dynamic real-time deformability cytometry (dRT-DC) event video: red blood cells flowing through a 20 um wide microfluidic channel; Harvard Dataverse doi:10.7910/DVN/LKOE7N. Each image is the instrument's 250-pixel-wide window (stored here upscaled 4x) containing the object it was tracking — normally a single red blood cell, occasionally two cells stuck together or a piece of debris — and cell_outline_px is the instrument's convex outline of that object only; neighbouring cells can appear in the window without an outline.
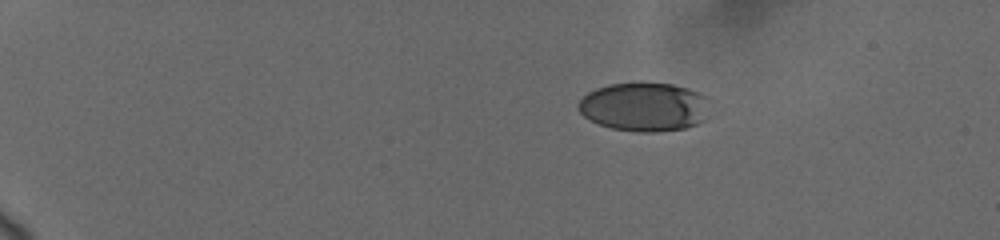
{"species": "human", "species_latin": "Homo sapiens", "temperature_condition": "cold", "stored_images_in_passage": 26, "camera_frame_rate_fps": 3000, "um_per_image_px": 0.085, "donor": {"sex": "female"}, "frame": {"image": 1, "passage_image": 1, "time_ms": 0.0, "image_size_px": [1000, 240], "cell_outline_px": [[708, 96], [704, 120], [688, 128], [656, 132], [636, 132], [612, 128], [600, 124], [584, 116], [576, 108], [576, 104], [588, 92], [596, 88], [612, 84], [672, 84]], "centroid_in_image_um": [54.74, 9.11], "position_along_channel_um": 30.3, "area_um2": 36.93}}
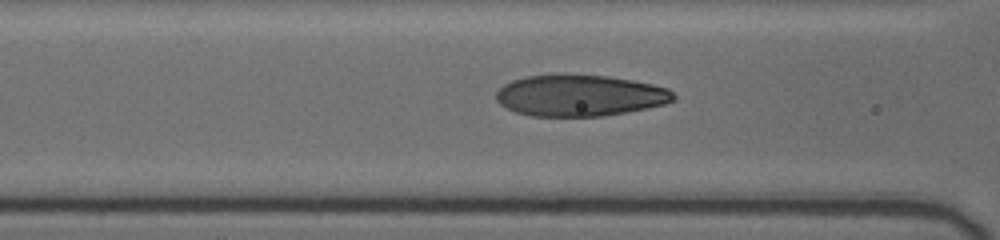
{"frame": {"image": 2, "passage_image": 18, "time_ms": 5.333, "image_size_px": [1000, 240], "cell_outline_px": [[676, 96], [672, 100], [664, 104], [648, 108], [604, 116], [532, 116], [516, 112], [500, 104], [496, 100], [496, 92], [504, 84], [512, 80], [528, 76], [556, 72], [608, 76], [632, 80], [652, 84], [668, 88]], "centroid_in_image_um": [49.26, 8.09], "position_along_channel_um": 117.3, "area_um2": 43.29}}
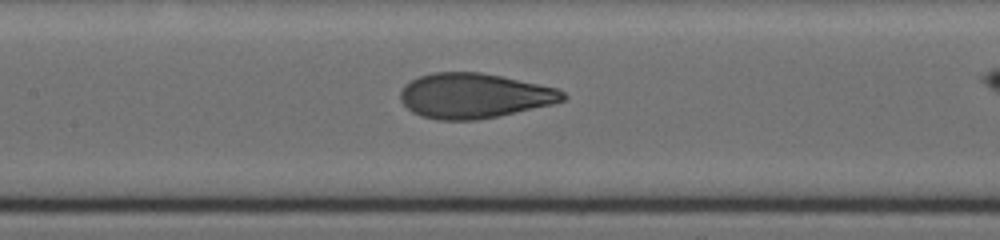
{"frame": {"image": 3, "passage_image": 22, "time_ms": 6.667, "image_size_px": [1000, 240], "cell_outline_px": [[568, 96], [564, 100], [552, 104], [500, 116], [476, 120], [436, 120], [420, 116], [412, 112], [400, 100], [400, 92], [404, 84], [420, 76], [432, 72], [480, 72], [500, 76], [556, 88], [564, 92]], "centroid_in_image_um": [40.27, 8.15], "position_along_channel_um": 167.1, "area_um2": 42.6}}